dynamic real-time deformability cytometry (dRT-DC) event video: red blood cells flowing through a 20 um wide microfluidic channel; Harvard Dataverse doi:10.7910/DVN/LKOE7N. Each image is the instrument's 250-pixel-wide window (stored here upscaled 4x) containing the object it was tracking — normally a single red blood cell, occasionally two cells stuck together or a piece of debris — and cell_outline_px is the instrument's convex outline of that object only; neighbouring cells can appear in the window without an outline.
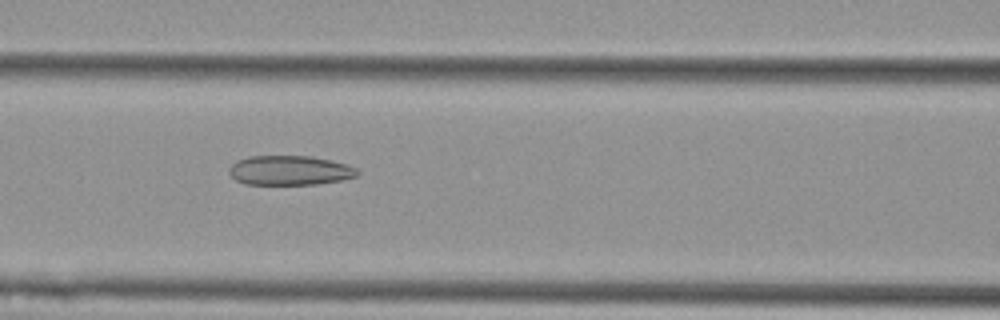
{"species": "Egyptian fruit bat (a non-hibernating species)", "species_latin": "Rousettus aegyptiacus", "temperature_condition": "cold", "stored_images_in_passage": 53, "camera_frame_rate_fps": 3000, "um_per_image_px": 0.085, "animal": {"sex": "female"}, "frame": {"image": 1, "passage_image": 23, "time_ms": 7.333, "image_size_px": [1000, 320], "cell_outline_px": [[360, 172], [356, 176], [340, 180], [316, 184], [244, 184], [236, 180], [228, 172], [228, 168], [236, 160], [248, 156], [312, 156], [332, 160], [348, 164], [356, 168]], "centroid_in_image_um": [24.62, 14.47], "position_along_channel_um": 142.0, "area_um2": 22.2}}
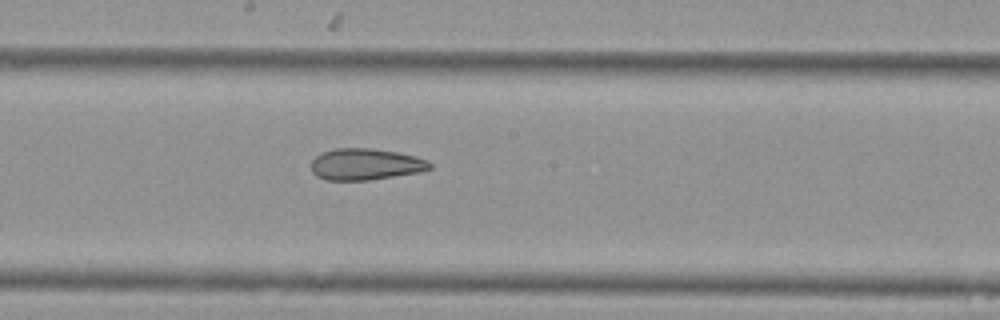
{"frame": {"image": 2, "passage_image": 29, "time_ms": 9.333, "image_size_px": [1000, 320], "cell_outline_px": [[432, 168], [420, 172], [368, 180], [324, 180], [316, 176], [312, 172], [312, 160], [316, 156], [324, 152], [336, 148], [372, 148], [396, 152], [416, 156], [428, 160], [432, 164]], "centroid_in_image_um": [31.08, 13.96], "position_along_channel_um": 217.1, "area_um2": 21.79}}
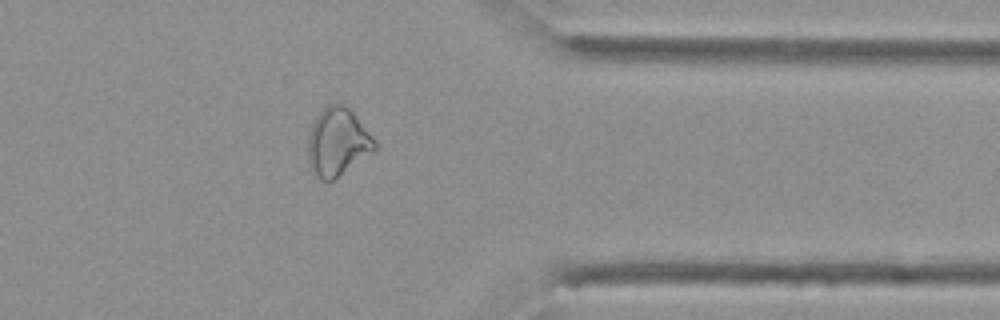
{"frame": {"image": 3, "passage_image": 43, "time_ms": 14.0, "image_size_px": [1000, 320], "cell_outline_px": [[376, 148], [372, 152], [332, 180], [320, 180], [312, 172], [308, 164], [308, 136], [312, 124], [316, 116], [328, 104], [344, 104], [356, 116], [372, 136], [376, 144]], "centroid_in_image_um": [28.66, 12.07], "position_along_channel_um": 382.7, "area_um2": 26.01}, "authors_computed_cell_mechanics": {"area_um2": 27.1082, "velocity_mm_per_s": 3.7815, "shape_relaxation_time_tau1_ms": null, "shape_relaxation_time_tau2_ms": 3.3639, "deformation_change_tau1": null, "deformation_change_tau2": 0.1063}}